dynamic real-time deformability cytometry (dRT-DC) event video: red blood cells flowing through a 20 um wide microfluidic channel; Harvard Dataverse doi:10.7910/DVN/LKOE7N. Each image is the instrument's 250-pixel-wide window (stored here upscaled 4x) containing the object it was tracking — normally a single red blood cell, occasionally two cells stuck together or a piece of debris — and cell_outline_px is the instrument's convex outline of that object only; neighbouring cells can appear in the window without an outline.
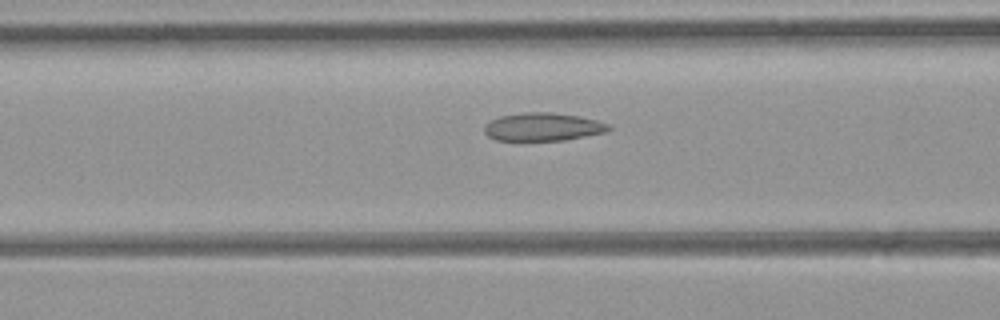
{"species": "common noctule bat (a hibernating species)", "species_latin": "Nyctalus noctula", "temperature_condition": "room temperature", "stored_images_in_passage": 44, "camera_frame_rate_fps": 3000, "um_per_image_px": 0.085, "animal": {"sex": "female", "body_mass_g": 21.9}, "frame": {"image": 1, "passage_image": 16, "time_ms": 5.0, "image_size_px": [1000, 320], "cell_outline_px": [[612, 128], [608, 132], [564, 140], [520, 144], [496, 140], [488, 136], [484, 132], [484, 124], [500, 116], [524, 112], [552, 112], [580, 116], [596, 120], [608, 124]], "centroid_in_image_um": [46.09, 10.83], "position_along_channel_um": 120.5, "area_um2": 21.39}}
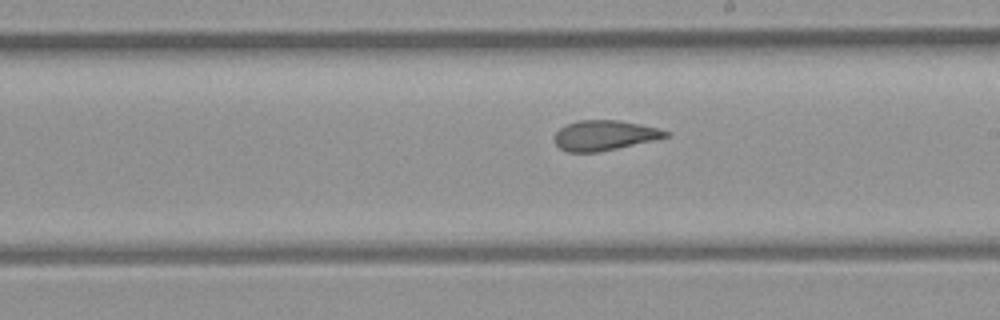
{"frame": {"image": 2, "passage_image": 24, "time_ms": 7.667, "image_size_px": [1000, 320], "cell_outline_px": [[668, 136], [652, 140], [616, 148], [596, 152], [568, 152], [560, 148], [556, 144], [556, 132], [560, 128], [568, 124], [580, 120], [620, 120], [660, 128], [668, 132]], "centroid_in_image_um": [51.37, 11.49], "position_along_channel_um": 237.6, "area_um2": 19.07}}
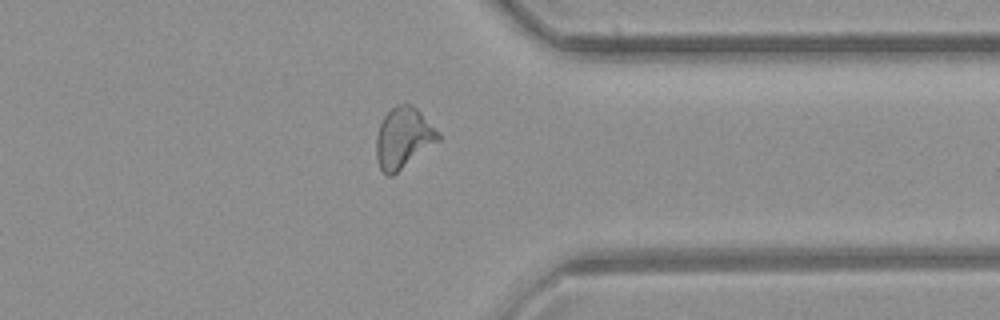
{"frame": {"image": 3, "passage_image": 34, "time_ms": 11.0, "image_size_px": [1000, 320], "cell_outline_px": [[440, 140], [392, 176], [388, 176], [380, 168], [376, 156], [376, 136], [380, 124], [384, 116], [396, 104], [412, 104], [440, 132]], "centroid_in_image_um": [34.29, 11.72], "position_along_channel_um": 377.1, "area_um2": 21.85}, "authors_computed_cell_mechanics": {"area_um2": 21.5016, "velocity_mm_per_s": 4.3855, "shape_relaxation_time_tau1_ms": null, "shape_relaxation_time_tau2_ms": 1.7245, "deformation_change_tau1": null, "deformation_change_tau2": 0.0768}}